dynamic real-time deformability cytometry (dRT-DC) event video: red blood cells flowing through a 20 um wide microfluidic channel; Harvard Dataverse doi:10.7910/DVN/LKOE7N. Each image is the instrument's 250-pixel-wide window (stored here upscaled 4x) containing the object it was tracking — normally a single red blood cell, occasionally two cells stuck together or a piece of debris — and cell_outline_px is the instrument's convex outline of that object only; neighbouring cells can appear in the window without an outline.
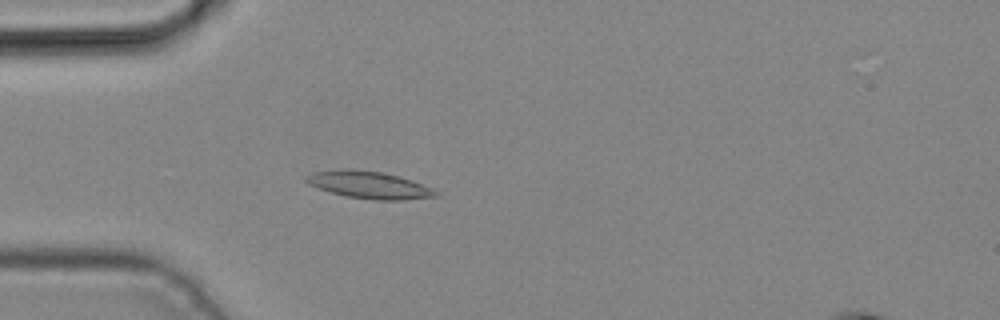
{"species": "common noctule bat (a hibernating species)", "species_latin": "Nyctalus noctula", "temperature_condition": "cold", "stored_images_in_passage": 4, "camera_frame_rate_fps": 3000, "um_per_image_px": 0.085, "animal": {"sex": "male", "body_mass_g": 19.2, "forearm_length_mm": 51.8}, "frame": {"image": 1, "passage_image": 4, "time_ms": 1.0, "image_size_px": [1000, 320], "cell_outline_px": [[440, 196], [404, 200], [376, 200], [344, 196], [308, 184], [304, 180], [304, 176], [312, 172], [348, 168], [352, 168], [384, 172], [400, 176], [412, 180], [440, 192]], "centroid_in_image_um": [31.38, 15.71], "position_along_channel_um": 53.6, "area_um2": 20.81}}